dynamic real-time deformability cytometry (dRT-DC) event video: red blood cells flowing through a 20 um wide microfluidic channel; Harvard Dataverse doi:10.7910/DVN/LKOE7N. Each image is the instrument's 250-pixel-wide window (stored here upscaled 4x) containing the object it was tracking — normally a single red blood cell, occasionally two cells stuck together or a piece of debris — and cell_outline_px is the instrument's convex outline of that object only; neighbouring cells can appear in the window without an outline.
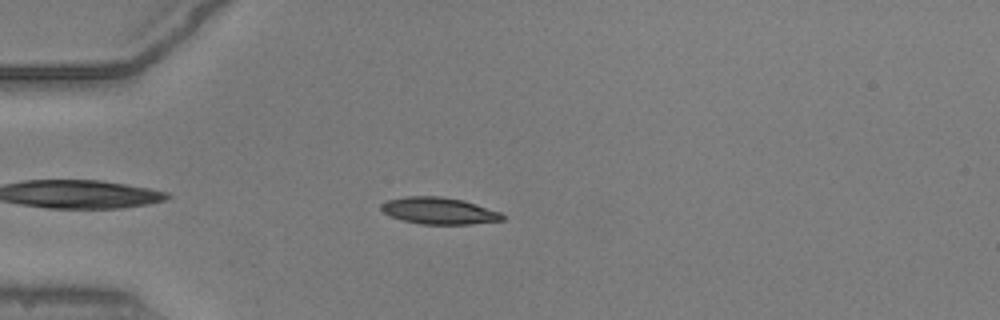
{"species": "common noctule bat (a hibernating species)", "species_latin": "Nyctalus noctula", "temperature_condition": "warm", "stored_images_in_passage": 44, "camera_frame_rate_fps": 3000, "um_per_image_px": 0.085, "animal": {"sex": "male", "body_mass_g": 20.5, "forearm_length_mm": 52.5}, "frame": {"image": 1, "passage_image": 6, "time_ms": 1.667, "image_size_px": [1000, 320], "cell_outline_px": [[504, 220], [468, 224], [420, 224], [404, 220], [392, 216], [384, 212], [380, 208], [380, 204], [388, 200], [404, 196], [440, 196], [464, 200], [500, 212], [504, 216]], "centroid_in_image_um": [37.31, 17.91], "position_along_channel_um": 47.7, "area_um2": 18.79}}
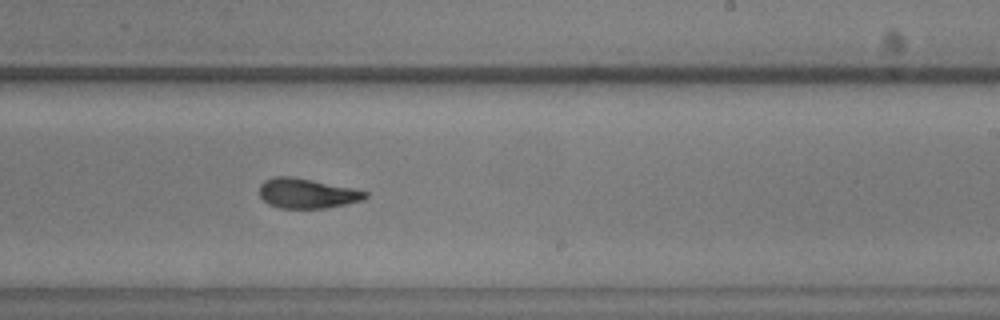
{"frame": {"image": 2, "passage_image": 24, "time_ms": 7.667, "image_size_px": [1000, 320], "cell_outline_px": [[368, 196], [364, 200], [324, 208], [280, 208], [268, 204], [260, 196], [260, 184], [264, 180], [276, 176], [292, 176], [352, 188], [368, 192]], "centroid_in_image_um": [26.08, 16.43], "position_along_channel_um": 262.9, "area_um2": 18.32}}
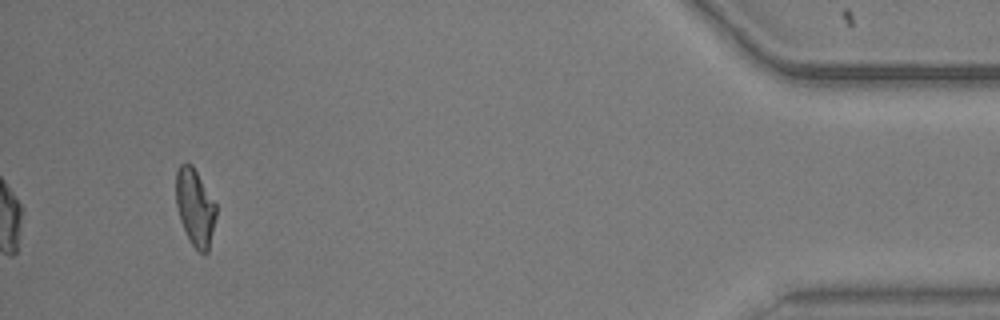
{"frame": {"image": 3, "passage_image": 41, "time_ms": 13.333, "image_size_px": [1000, 320], "cell_outline_px": [[216, 216], [208, 252], [204, 256], [188, 240], [180, 220], [176, 204], [176, 172], [180, 164], [184, 160], [192, 164], [216, 204]], "centroid_in_image_um": [16.57, 17.61], "position_along_channel_um": 418.6, "area_um2": 18.15}, "authors_computed_cell_mechanics": {"area_um2": 18.6694, "velocity_mm_per_s": 3.9102, "shape_relaxation_time_tau1_ms": 6.4919, "shape_relaxation_time_tau2_ms": 1.8293, "deformation_change_tau1": 0.1902, "deformation_change_tau2": 0.0944}}